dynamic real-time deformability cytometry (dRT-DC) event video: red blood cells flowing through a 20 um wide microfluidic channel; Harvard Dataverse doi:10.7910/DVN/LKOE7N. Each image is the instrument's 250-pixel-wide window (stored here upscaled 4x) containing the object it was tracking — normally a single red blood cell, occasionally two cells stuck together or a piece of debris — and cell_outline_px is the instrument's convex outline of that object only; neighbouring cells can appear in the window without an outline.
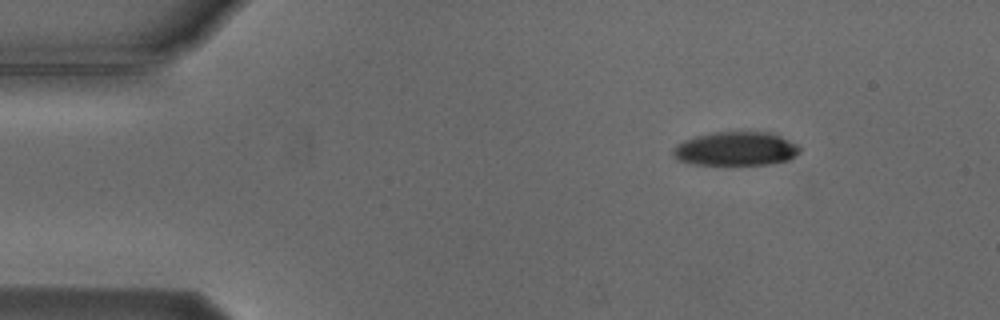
{"species": "Egyptian fruit bat (a non-hibernating species)", "species_latin": "Rousettus aegyptiacus", "temperature_condition": "cold", "stored_images_in_passage": 4, "camera_frame_rate_fps": 3000, "um_per_image_px": 0.085, "animal": {"sex": "male"}, "frame": {"image": 1, "passage_image": 1, "time_ms": 0.0, "image_size_px": [1000, 320], "cell_outline_px": [[800, 152], [788, 160], [772, 164], [688, 164], [676, 160], [672, 156], [672, 148], [676, 144], [684, 140], [696, 136], [716, 132], [768, 132], [780, 136], [796, 144], [800, 148]], "centroid_in_image_um": [62.49, 12.65], "position_along_channel_um": 22.5, "area_um2": 25.03}}
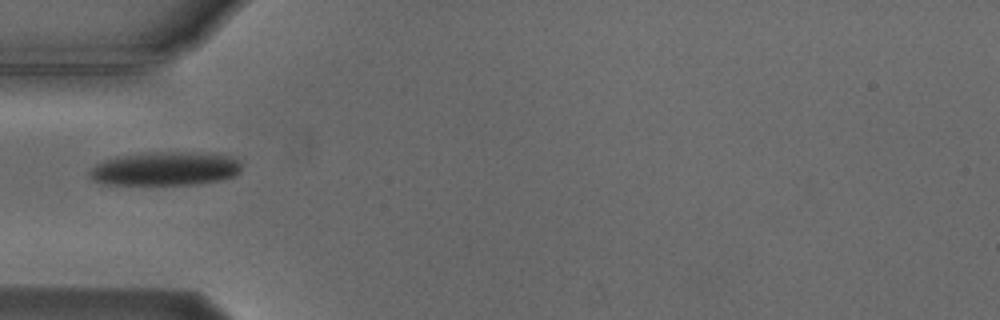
{"frame": {"image": 2, "passage_image": 4, "time_ms": 3.333, "image_size_px": [1000, 320], "cell_outline_px": [[240, 172], [236, 176], [220, 180], [196, 184], [104, 184], [92, 180], [88, 176], [88, 172], [96, 164], [104, 160], [116, 156], [148, 152], [212, 152], [232, 156], [240, 160]], "centroid_in_image_um": [14.08, 14.32], "position_along_channel_um": 70.9, "area_um2": 30.35}}